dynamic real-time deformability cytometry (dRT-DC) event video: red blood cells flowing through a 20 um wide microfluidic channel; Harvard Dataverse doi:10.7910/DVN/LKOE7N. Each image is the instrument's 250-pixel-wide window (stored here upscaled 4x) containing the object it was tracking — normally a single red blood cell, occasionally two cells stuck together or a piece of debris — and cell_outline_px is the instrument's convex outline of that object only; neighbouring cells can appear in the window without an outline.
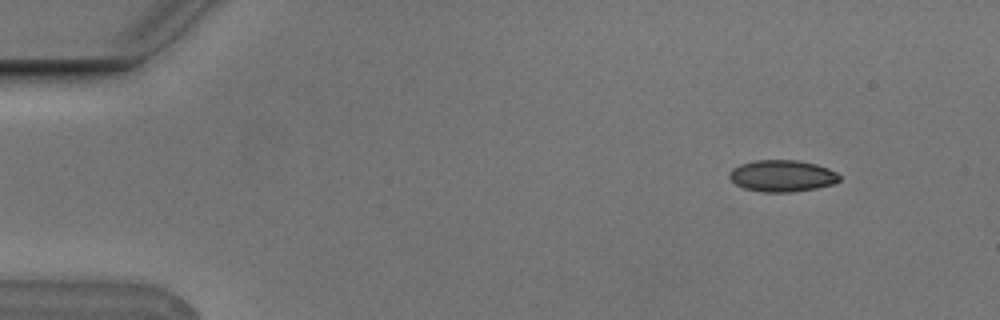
{"species": "Egyptian fruit bat (a non-hibernating species)", "species_latin": "Rousettus aegyptiacus", "temperature_condition": "cold", "stored_images_in_passage": 4, "camera_frame_rate_fps": 3000, "um_per_image_px": 0.085, "animal": {"sex": "male"}, "frame": {"image": 1, "passage_image": 2, "time_ms": 0.333, "image_size_px": [1000, 320], "cell_outline_px": [[840, 180], [832, 184], [816, 188], [792, 192], [760, 192], [744, 188], [736, 184], [728, 176], [728, 172], [732, 168], [740, 164], [756, 160], [796, 160], [816, 164], [828, 168], [836, 172], [840, 176]], "centroid_in_image_um": [66.46, 14.95], "position_along_channel_um": 18.5, "area_um2": 20.35}}